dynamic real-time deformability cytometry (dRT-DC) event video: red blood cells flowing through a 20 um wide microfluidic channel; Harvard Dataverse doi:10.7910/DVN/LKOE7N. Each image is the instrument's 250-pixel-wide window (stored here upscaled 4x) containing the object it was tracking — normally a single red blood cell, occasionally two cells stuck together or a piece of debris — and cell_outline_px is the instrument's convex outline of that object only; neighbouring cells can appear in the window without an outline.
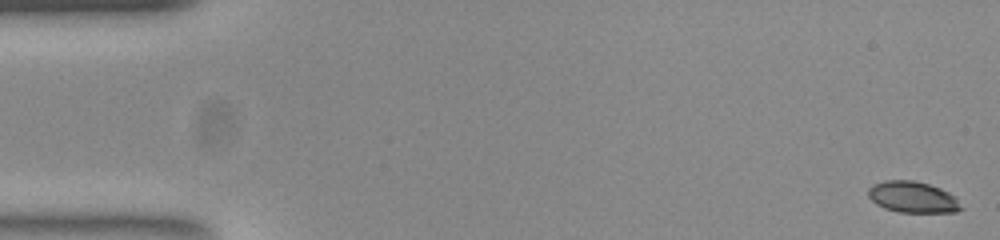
{"species": "common noctule bat (a hibernating species)", "species_latin": "Nyctalus noctula", "temperature_condition": "room temperature", "stored_images_in_passage": 53, "camera_frame_rate_fps": 3000, "um_per_image_px": 0.085, "animal": {"sex": "female", "body_mass_g": 23.0, "forearm_length_mm": 53.4}, "frame": {"image": 1, "passage_image": 1, "time_ms": 0.0, "image_size_px": [1000, 240], "cell_outline_px": [[964, 208], [956, 212], [900, 212], [884, 208], [876, 204], [868, 196], [868, 188], [872, 184], [884, 180], [912, 180], [928, 184], [940, 188], [956, 196]], "centroid_in_image_um": [77.59, 16.75], "position_along_channel_um": 7.4, "area_um2": 17.05}}
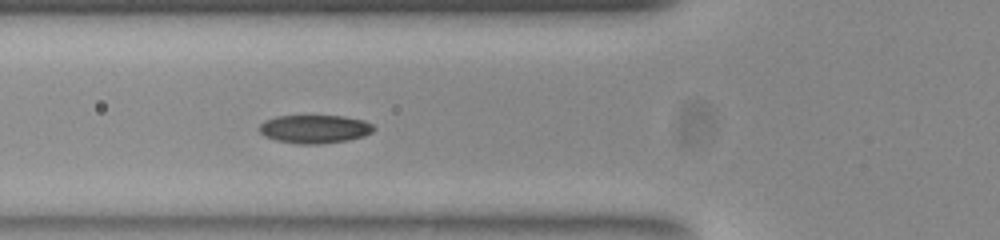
{"frame": {"image": 2, "passage_image": 19, "time_ms": 6.0, "image_size_px": [1000, 240], "cell_outline_px": [[376, 128], [372, 132], [364, 136], [348, 140], [320, 144], [300, 144], [276, 140], [264, 136], [260, 132], [260, 124], [264, 120], [276, 116], [344, 116], [364, 120], [372, 124]], "centroid_in_image_um": [26.76, 10.96], "position_along_channel_um": 99.0, "area_um2": 18.96}}
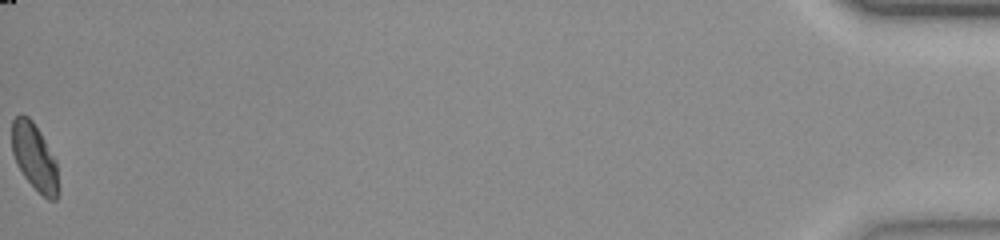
{"frame": {"image": 3, "passage_image": 53, "time_ms": 17.333, "image_size_px": [1000, 240], "cell_outline_px": [[60, 192], [56, 200], [48, 200], [24, 176], [16, 164], [12, 152], [12, 120], [16, 116], [28, 116], [32, 120], [40, 132], [56, 160], [60, 188]], "centroid_in_image_um": [2.96, 13.38], "position_along_channel_um": 432.2, "area_um2": 18.15}, "authors_computed_cell_mechanics": {"area_um2": 18.5538, "velocity_mm_per_s": 3.8792, "shape_relaxation_time_tau1_ms": 4.0045, "shape_relaxation_time_tau2_ms": null, "deformation_change_tau1": 0.131, "deformation_change_tau2": null}}